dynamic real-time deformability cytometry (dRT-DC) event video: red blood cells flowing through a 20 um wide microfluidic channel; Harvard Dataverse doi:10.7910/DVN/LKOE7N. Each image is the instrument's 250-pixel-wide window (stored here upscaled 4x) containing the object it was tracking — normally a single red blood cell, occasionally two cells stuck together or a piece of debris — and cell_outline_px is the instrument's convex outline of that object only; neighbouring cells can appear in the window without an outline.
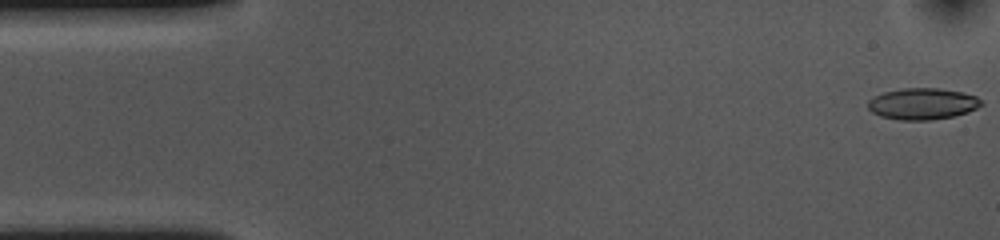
{"species": "common noctule bat (a hibernating species)", "species_latin": "Nyctalus noctula", "temperature_condition": "cold", "stored_images_in_passage": 54, "camera_frame_rate_fps": 3000, "um_per_image_px": 0.085, "animal": {"sex": "female", "body_mass_g": 10.0, "forearm_length_mm": 53.1}, "frame": {"image": 1, "passage_image": 1, "time_ms": 0.0, "image_size_px": [1000, 240], "cell_outline_px": [[984, 104], [968, 112], [952, 116], [932, 120], [900, 120], [880, 116], [872, 112], [868, 108], [868, 100], [884, 92], [904, 88], [940, 88], [960, 92], [976, 96]], "centroid_in_image_um": [78.41, 8.83], "position_along_channel_um": 6.6, "area_um2": 20.63}}
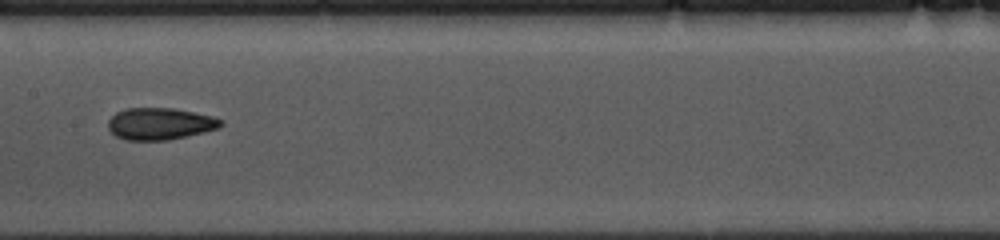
{"frame": {"image": 2, "passage_image": 26, "time_ms": 8.333, "image_size_px": [1000, 240], "cell_outline_px": [[224, 124], [220, 128], [188, 136], [168, 140], [124, 140], [116, 136], [108, 128], [108, 120], [116, 112], [128, 108], [176, 108], [212, 116], [224, 120]], "centroid_in_image_um": [13.63, 10.52], "position_along_channel_um": 193.8, "area_um2": 21.15}}
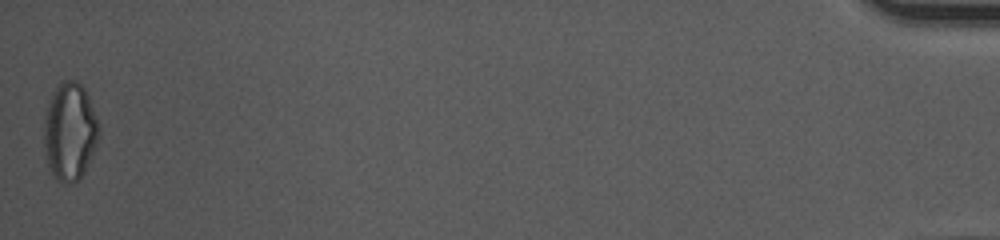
{"frame": {"image": 3, "passage_image": 54, "time_ms": 17.667, "image_size_px": [1000, 240], "cell_outline_px": [[100, 136], [84, 172], [80, 180], [68, 184], [64, 184], [56, 180], [48, 164], [44, 144], [44, 120], [48, 104], [60, 80], [76, 80], [84, 88], [88, 96], [100, 124]], "centroid_in_image_um": [5.95, 11.19], "position_along_channel_um": 429.2, "area_um2": 31.39}, "authors_computed_cell_mechanics": {"area_um2": 21.1259, "velocity_mm_per_s": 3.6173, "shape_relaxation_time_tau1_ms": 6.8804, "shape_relaxation_time_tau2_ms": 2.6456, "deformation_change_tau1": 0.1533, "deformation_change_tau2": 0.0881}}